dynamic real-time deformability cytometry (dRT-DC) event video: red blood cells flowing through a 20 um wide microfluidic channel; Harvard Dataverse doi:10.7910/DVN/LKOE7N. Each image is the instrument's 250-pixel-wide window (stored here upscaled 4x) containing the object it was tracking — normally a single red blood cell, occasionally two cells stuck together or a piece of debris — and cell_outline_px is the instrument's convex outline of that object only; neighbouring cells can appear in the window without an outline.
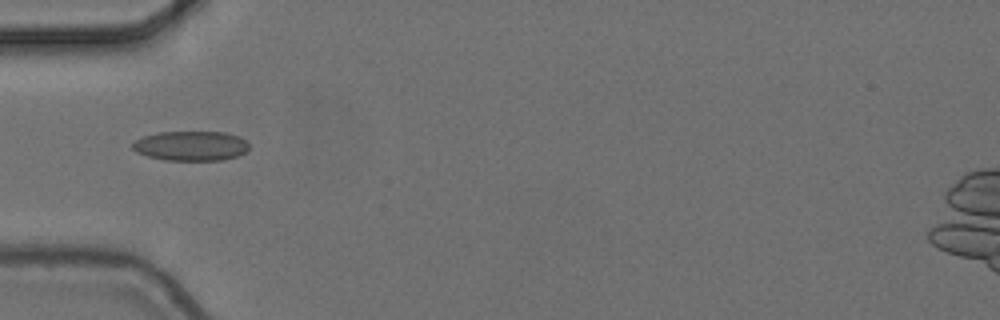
{"species": "common noctule bat (a hibernating species)", "species_latin": "Nyctalus noctula", "temperature_condition": "cold", "stored_images_in_passage": 3, "camera_frame_rate_fps": 3000, "um_per_image_px": 0.085, "animal": {"sex": "female", "body_mass_g": 24.6, "forearm_length_mm": 56.2}, "frame": {"image": 1, "passage_image": 1, "time_ms": 0.0, "image_size_px": [1000, 320], "cell_outline_px": [[248, 148], [244, 152], [236, 156], [224, 160], [164, 160], [148, 156], [136, 152], [132, 148], [132, 144], [136, 140], [144, 136], [160, 132], [224, 132], [240, 136], [248, 144]], "centroid_in_image_um": [16.22, 12.4], "position_along_channel_um": 68.8, "area_um2": 20.06}}
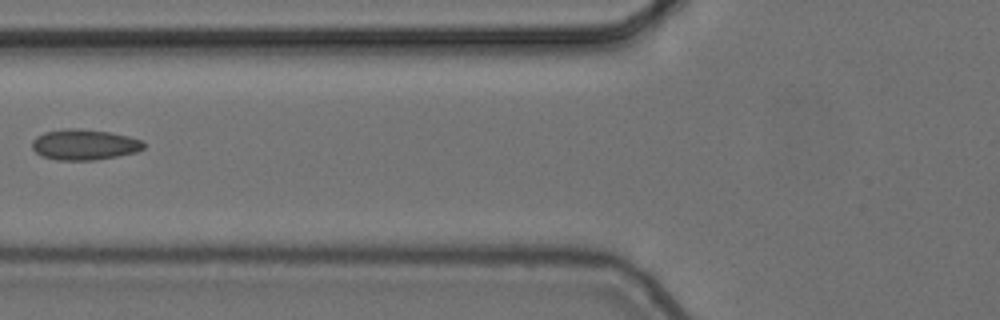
{"frame": {"image": 2, "passage_image": 2, "time_ms": 0.333, "image_size_px": [1000, 320], "cell_outline_px": [[144, 148], [136, 152], [116, 156], [92, 160], [56, 160], [40, 156], [32, 148], [32, 140], [36, 136], [44, 132], [68, 128], [76, 128], [108, 132], [128, 136], [144, 140]], "centroid_in_image_um": [7.14, 12.29], "position_along_channel_um": 118.7, "area_um2": 19.94}}
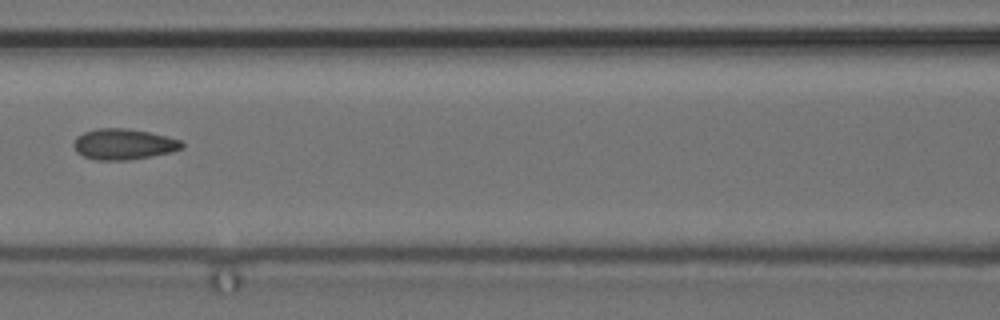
{"frame": {"image": 3, "passage_image": 3, "time_ms": 0.667, "image_size_px": [1000, 320], "cell_outline_px": [[184, 148], [172, 152], [128, 160], [96, 160], [84, 156], [76, 152], [72, 144], [76, 136], [84, 132], [96, 128], [128, 128], [148, 132], [180, 140], [184, 144]], "centroid_in_image_um": [10.47, 12.25], "position_along_channel_um": 156.1, "area_um2": 19.48}}